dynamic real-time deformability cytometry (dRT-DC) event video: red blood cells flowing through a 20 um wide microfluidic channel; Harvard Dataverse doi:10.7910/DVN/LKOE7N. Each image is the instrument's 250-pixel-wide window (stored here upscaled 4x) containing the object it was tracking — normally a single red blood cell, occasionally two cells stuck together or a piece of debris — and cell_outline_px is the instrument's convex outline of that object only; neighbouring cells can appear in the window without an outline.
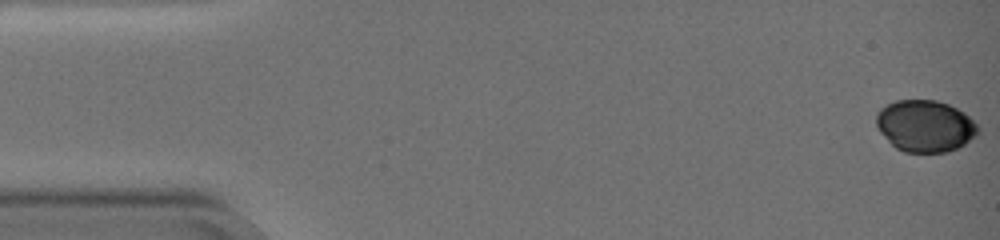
{"species": "common noctule bat (a hibernating species)", "species_latin": "Nyctalus noctula", "temperature_condition": "warm", "stored_images_in_passage": 63, "camera_frame_rate_fps": 3000, "um_per_image_px": 0.085, "animal": {"sex": "female", "body_mass_g": 19.0, "forearm_length_mm": 51.5}, "frame": {"image": 1, "passage_image": 1, "time_ms": 0.0, "image_size_px": [1000, 240], "cell_outline_px": [[980, 132], [976, 136], [964, 144], [948, 152], [904, 152], [896, 148], [880, 132], [876, 124], [876, 112], [880, 108], [896, 100], [936, 100], [948, 104], [964, 112], [980, 128]], "centroid_in_image_um": [78.64, 10.7], "position_along_channel_um": 6.4, "area_um2": 30.69}}
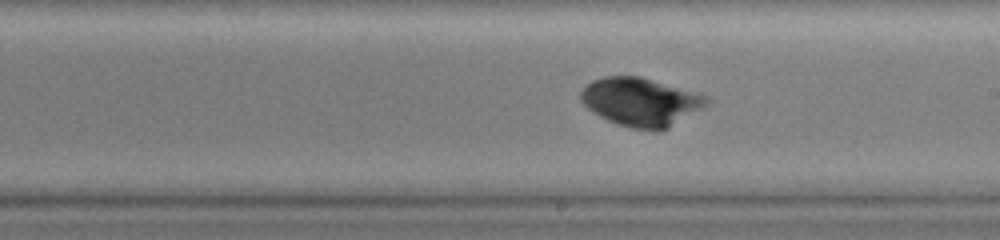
{"frame": {"image": 2, "passage_image": 37, "time_ms": 12.0, "image_size_px": [1000, 240], "cell_outline_px": [[712, 100], [708, 104], [668, 128], [660, 132], [656, 132], [628, 128], [616, 124], [592, 112], [580, 100], [580, 92], [592, 80], [604, 76], [640, 76], [708, 96]], "centroid_in_image_um": [54.46, 8.68], "position_along_channel_um": 234.5, "area_um2": 35.6}}
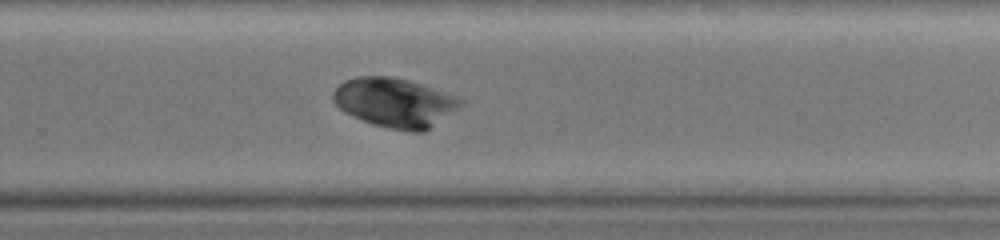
{"frame": {"image": 3, "passage_image": 43, "time_ms": 14.0, "image_size_px": [1000, 240], "cell_outline_px": [[464, 104], [424, 132], [412, 132], [388, 128], [372, 124], [344, 112], [332, 100], [332, 92], [344, 80], [356, 76], [392, 76], [408, 80], [460, 96], [464, 100]], "centroid_in_image_um": [33.57, 8.71], "position_along_channel_um": 296.2, "area_um2": 36.82}}